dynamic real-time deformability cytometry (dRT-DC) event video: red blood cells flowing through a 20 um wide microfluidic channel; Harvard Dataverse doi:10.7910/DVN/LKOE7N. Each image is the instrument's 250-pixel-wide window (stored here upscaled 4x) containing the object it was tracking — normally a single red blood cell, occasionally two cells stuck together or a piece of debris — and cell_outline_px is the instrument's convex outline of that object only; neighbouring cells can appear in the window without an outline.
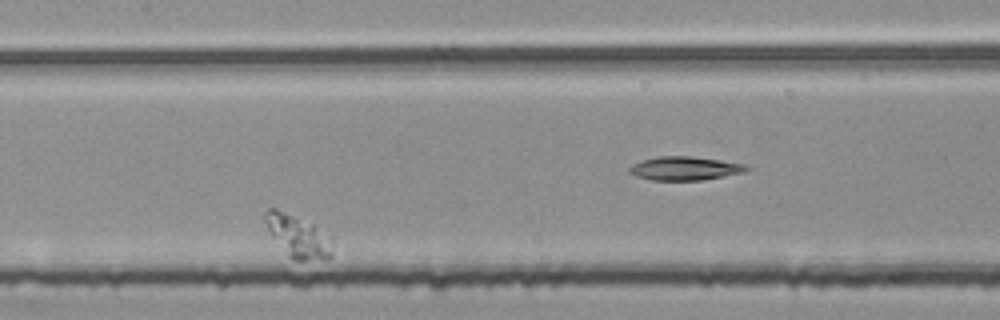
{"species": "common noctule bat (a hibernating species)", "species_latin": "Nyctalus noctula", "temperature_condition": "room temperature", "stored_images_in_passage": 6, "camera_frame_rate_fps": 3000, "um_per_image_px": 0.085, "animal": {"sex": "female", "body_mass_g": 25.1}, "frame": {"image": 1, "passage_image": 5, "time_ms": 1.333, "image_size_px": [1000, 320], "cell_outline_px": [[332, 256], [328, 260], [292, 260], [288, 256], [268, 232], [260, 216], [268, 208], [276, 208], [312, 224], [332, 236]], "centroid_in_image_um": [25.29, 20.08], "position_along_channel_um": 182.1, "area_um2": 17.05}}